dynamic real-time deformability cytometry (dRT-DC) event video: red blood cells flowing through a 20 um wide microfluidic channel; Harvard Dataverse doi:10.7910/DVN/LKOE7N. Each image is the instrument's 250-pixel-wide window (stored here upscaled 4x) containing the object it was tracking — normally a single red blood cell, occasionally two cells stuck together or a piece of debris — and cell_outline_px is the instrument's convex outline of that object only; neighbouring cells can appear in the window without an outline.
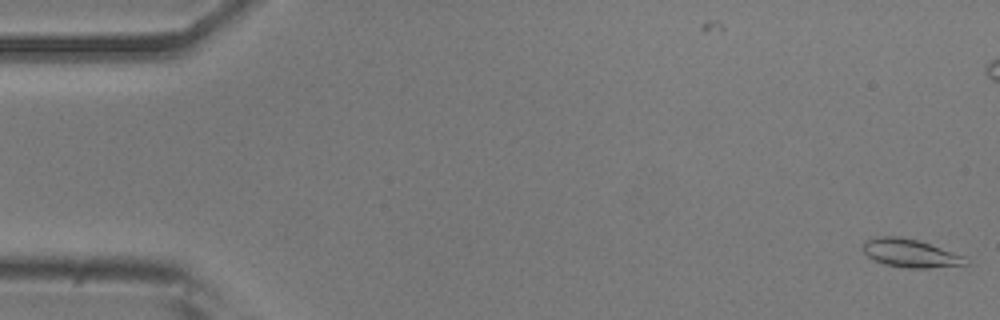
{"species": "common noctule bat (a hibernating species)", "species_latin": "Nyctalus noctula", "temperature_condition": "room temperature", "stored_images_in_passage": 55, "camera_frame_rate_fps": 3000, "um_per_image_px": 0.085, "animal": {"sex": "male", "body_mass_g": 20.5, "forearm_length_mm": 52.5}, "frame": {"image": 1, "passage_image": 1, "time_ms": 0.0, "image_size_px": [1000, 320], "cell_outline_px": [[972, 264], [928, 268], [908, 268], [884, 264], [868, 256], [860, 248], [868, 240], [880, 236], [900, 236], [916, 240], [964, 256]], "centroid_in_image_um": [77.39, 21.53], "position_along_channel_um": 7.6, "area_um2": 16.65}}
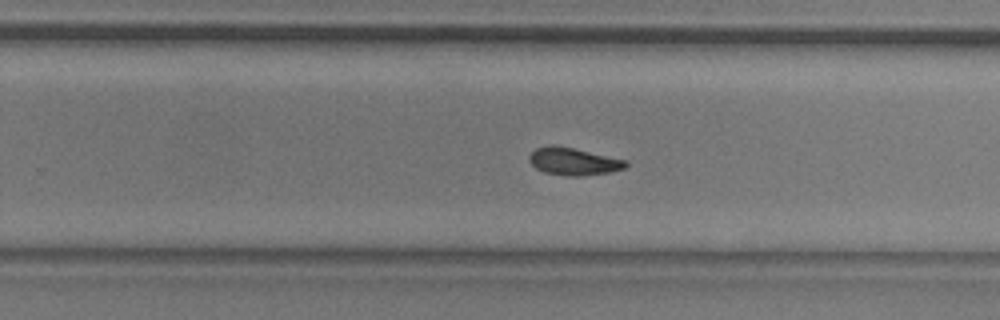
{"frame": {"image": 2, "passage_image": 34, "time_ms": 11.0, "image_size_px": [1000, 320], "cell_outline_px": [[628, 164], [624, 168], [608, 172], [580, 176], [568, 176], [544, 172], [536, 168], [528, 160], [528, 156], [536, 148], [552, 144], [572, 148], [628, 160]], "centroid_in_image_um": [48.73, 13.72], "position_along_channel_um": 281.1, "area_um2": 15.32}}
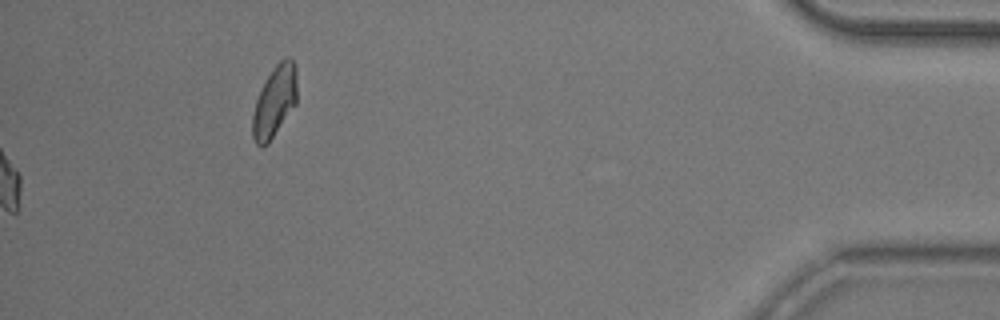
{"frame": {"image": 3, "passage_image": 55, "time_ms": 18.0, "image_size_px": [1000, 320], "cell_outline_px": [[296, 104], [268, 144], [260, 148], [256, 144], [252, 136], [252, 116], [256, 100], [268, 76], [276, 64], [284, 56], [288, 56], [296, 64]], "centroid_in_image_um": [23.34, 8.64], "position_along_channel_um": 411.9, "area_um2": 18.44}, "authors_computed_cell_mechanics": {"area_um2": 15.606, "velocity_mm_per_s": 3.7354, "shape_relaxation_time_tau1_ms": 7.2916, "shape_relaxation_time_tau2_ms": 3.6126, "deformation_change_tau1": 0.1554, "deformation_change_tau2": 0.0881}}